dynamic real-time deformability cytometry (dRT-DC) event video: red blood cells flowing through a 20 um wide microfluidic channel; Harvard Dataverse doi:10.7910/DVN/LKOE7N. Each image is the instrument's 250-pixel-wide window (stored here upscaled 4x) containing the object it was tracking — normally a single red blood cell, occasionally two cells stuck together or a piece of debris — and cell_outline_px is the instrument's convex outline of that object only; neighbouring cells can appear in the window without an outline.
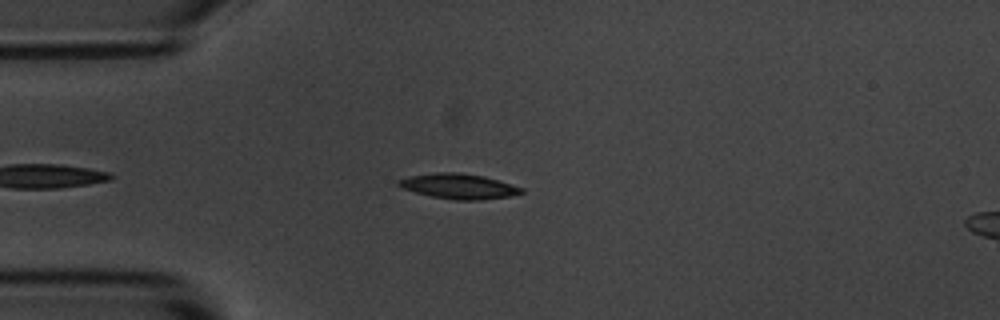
{"species": "common noctule bat (a hibernating species)", "species_latin": "Nyctalus noctula", "temperature_condition": "room temperature", "stored_images_in_passage": 5, "camera_frame_rate_fps": 3000, "um_per_image_px": 0.085, "animal": {"sex": "male", "body_mass_g": 20.1, "forearm_length_mm": 53.5}, "frame": {"image": 1, "passage_image": 3, "time_ms": 2.333, "image_size_px": [1000, 320], "cell_outline_px": [[524, 192], [512, 196], [480, 200], [456, 200], [432, 196], [416, 192], [404, 188], [396, 184], [396, 180], [408, 176], [436, 172], [460, 172], [484, 176], [524, 188]], "centroid_in_image_um": [39.0, 15.82], "position_along_channel_um": 46.0, "area_um2": 18.03}}